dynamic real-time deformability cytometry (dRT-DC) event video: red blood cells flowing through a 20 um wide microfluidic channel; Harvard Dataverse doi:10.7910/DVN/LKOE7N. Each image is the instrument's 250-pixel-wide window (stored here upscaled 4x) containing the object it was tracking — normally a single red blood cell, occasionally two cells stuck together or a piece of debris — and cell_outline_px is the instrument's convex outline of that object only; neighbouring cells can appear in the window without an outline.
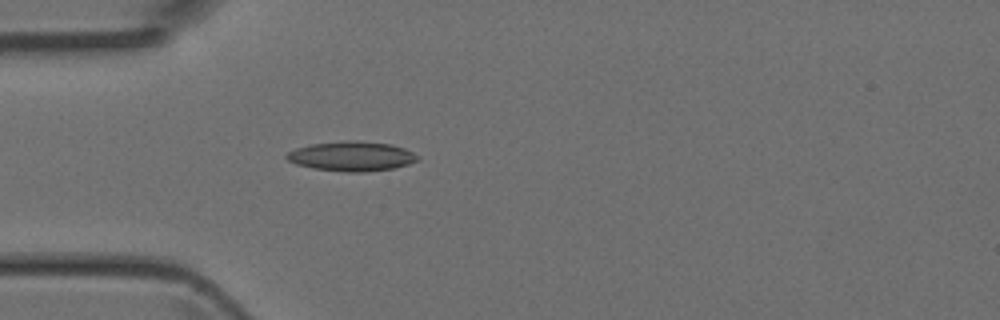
{"species": "Egyptian fruit bat (a non-hibernating species)", "species_latin": "Rousettus aegyptiacus", "temperature_condition": "room temperature", "stored_images_in_passage": 2, "camera_frame_rate_fps": 3000, "um_per_image_px": 0.085, "animal": {"sex": "female"}, "frame": {"image": 1, "passage_image": 2, "time_ms": 0.333, "image_size_px": [1000, 320], "cell_outline_px": [[420, 160], [408, 164], [392, 168], [364, 172], [348, 172], [312, 168], [296, 164], [288, 160], [284, 156], [288, 152], [296, 148], [312, 144], [344, 140], [348, 140], [392, 144], [404, 148], [420, 156]], "centroid_in_image_um": [29.9, 13.28], "position_along_channel_um": 55.1, "area_um2": 22.6}}